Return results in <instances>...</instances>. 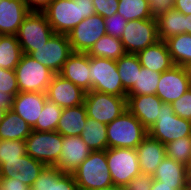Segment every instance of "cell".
<instances>
[{
  "label": "cell",
  "instance_id": "6da1fadb",
  "mask_svg": "<svg viewBox=\"0 0 191 190\" xmlns=\"http://www.w3.org/2000/svg\"><path fill=\"white\" fill-rule=\"evenodd\" d=\"M43 13L53 31L65 35L83 19L96 14L93 0H53Z\"/></svg>",
  "mask_w": 191,
  "mask_h": 190
},
{
  "label": "cell",
  "instance_id": "7a4b0ae2",
  "mask_svg": "<svg viewBox=\"0 0 191 190\" xmlns=\"http://www.w3.org/2000/svg\"><path fill=\"white\" fill-rule=\"evenodd\" d=\"M108 148L136 149L148 135V130L127 109L107 124Z\"/></svg>",
  "mask_w": 191,
  "mask_h": 190
},
{
  "label": "cell",
  "instance_id": "3957f363",
  "mask_svg": "<svg viewBox=\"0 0 191 190\" xmlns=\"http://www.w3.org/2000/svg\"><path fill=\"white\" fill-rule=\"evenodd\" d=\"M72 174L79 190H96L113 185L106 150L92 151Z\"/></svg>",
  "mask_w": 191,
  "mask_h": 190
},
{
  "label": "cell",
  "instance_id": "277c9868",
  "mask_svg": "<svg viewBox=\"0 0 191 190\" xmlns=\"http://www.w3.org/2000/svg\"><path fill=\"white\" fill-rule=\"evenodd\" d=\"M91 90L115 96H127L115 60L89 56Z\"/></svg>",
  "mask_w": 191,
  "mask_h": 190
},
{
  "label": "cell",
  "instance_id": "5b68a950",
  "mask_svg": "<svg viewBox=\"0 0 191 190\" xmlns=\"http://www.w3.org/2000/svg\"><path fill=\"white\" fill-rule=\"evenodd\" d=\"M14 70L19 92L46 93L55 75L49 68L24 53Z\"/></svg>",
  "mask_w": 191,
  "mask_h": 190
},
{
  "label": "cell",
  "instance_id": "8992f818",
  "mask_svg": "<svg viewBox=\"0 0 191 190\" xmlns=\"http://www.w3.org/2000/svg\"><path fill=\"white\" fill-rule=\"evenodd\" d=\"M156 122L148 129V135L166 145L178 138L191 136V121L177 116L171 104L163 103Z\"/></svg>",
  "mask_w": 191,
  "mask_h": 190
},
{
  "label": "cell",
  "instance_id": "52a82bcc",
  "mask_svg": "<svg viewBox=\"0 0 191 190\" xmlns=\"http://www.w3.org/2000/svg\"><path fill=\"white\" fill-rule=\"evenodd\" d=\"M84 106L87 117L108 124L127 110V98L91 90L85 94Z\"/></svg>",
  "mask_w": 191,
  "mask_h": 190
},
{
  "label": "cell",
  "instance_id": "ba28073f",
  "mask_svg": "<svg viewBox=\"0 0 191 190\" xmlns=\"http://www.w3.org/2000/svg\"><path fill=\"white\" fill-rule=\"evenodd\" d=\"M54 34L43 12H29L23 19L16 36L22 52L29 54L45 44Z\"/></svg>",
  "mask_w": 191,
  "mask_h": 190
},
{
  "label": "cell",
  "instance_id": "9c48e42d",
  "mask_svg": "<svg viewBox=\"0 0 191 190\" xmlns=\"http://www.w3.org/2000/svg\"><path fill=\"white\" fill-rule=\"evenodd\" d=\"M26 154L46 166L58 163L62 149V135L57 131H34L25 139Z\"/></svg>",
  "mask_w": 191,
  "mask_h": 190
},
{
  "label": "cell",
  "instance_id": "30bf717a",
  "mask_svg": "<svg viewBox=\"0 0 191 190\" xmlns=\"http://www.w3.org/2000/svg\"><path fill=\"white\" fill-rule=\"evenodd\" d=\"M106 159L115 186L124 187L141 173L136 149L107 148Z\"/></svg>",
  "mask_w": 191,
  "mask_h": 190
},
{
  "label": "cell",
  "instance_id": "8fae6325",
  "mask_svg": "<svg viewBox=\"0 0 191 190\" xmlns=\"http://www.w3.org/2000/svg\"><path fill=\"white\" fill-rule=\"evenodd\" d=\"M120 39L125 52L132 54L155 44L160 40L156 17L128 21Z\"/></svg>",
  "mask_w": 191,
  "mask_h": 190
},
{
  "label": "cell",
  "instance_id": "7c38bea8",
  "mask_svg": "<svg viewBox=\"0 0 191 190\" xmlns=\"http://www.w3.org/2000/svg\"><path fill=\"white\" fill-rule=\"evenodd\" d=\"M73 53L68 36L54 34L45 44L30 52L32 58L40 62L55 74H58L69 56Z\"/></svg>",
  "mask_w": 191,
  "mask_h": 190
},
{
  "label": "cell",
  "instance_id": "4fadbf2b",
  "mask_svg": "<svg viewBox=\"0 0 191 190\" xmlns=\"http://www.w3.org/2000/svg\"><path fill=\"white\" fill-rule=\"evenodd\" d=\"M106 33L105 23L99 14L83 19L68 34L73 52L87 53Z\"/></svg>",
  "mask_w": 191,
  "mask_h": 190
},
{
  "label": "cell",
  "instance_id": "5bb4252c",
  "mask_svg": "<svg viewBox=\"0 0 191 190\" xmlns=\"http://www.w3.org/2000/svg\"><path fill=\"white\" fill-rule=\"evenodd\" d=\"M191 88V80L185 67L174 65L161 73L156 95L163 103L171 104Z\"/></svg>",
  "mask_w": 191,
  "mask_h": 190
},
{
  "label": "cell",
  "instance_id": "9a60e30c",
  "mask_svg": "<svg viewBox=\"0 0 191 190\" xmlns=\"http://www.w3.org/2000/svg\"><path fill=\"white\" fill-rule=\"evenodd\" d=\"M86 92L74 83L55 74L49 84L46 96L63 109L84 104Z\"/></svg>",
  "mask_w": 191,
  "mask_h": 190
},
{
  "label": "cell",
  "instance_id": "2e32d148",
  "mask_svg": "<svg viewBox=\"0 0 191 190\" xmlns=\"http://www.w3.org/2000/svg\"><path fill=\"white\" fill-rule=\"evenodd\" d=\"M45 167L46 165L43 162L25 154L17 160L5 161L0 166V178H16L32 187Z\"/></svg>",
  "mask_w": 191,
  "mask_h": 190
},
{
  "label": "cell",
  "instance_id": "e0dca14e",
  "mask_svg": "<svg viewBox=\"0 0 191 190\" xmlns=\"http://www.w3.org/2000/svg\"><path fill=\"white\" fill-rule=\"evenodd\" d=\"M91 152L80 136H62V149L55 167L64 173H73Z\"/></svg>",
  "mask_w": 191,
  "mask_h": 190
},
{
  "label": "cell",
  "instance_id": "ac0fdd59",
  "mask_svg": "<svg viewBox=\"0 0 191 190\" xmlns=\"http://www.w3.org/2000/svg\"><path fill=\"white\" fill-rule=\"evenodd\" d=\"M127 109L148 130L160 114L162 100L157 95H127Z\"/></svg>",
  "mask_w": 191,
  "mask_h": 190
},
{
  "label": "cell",
  "instance_id": "d6986e66",
  "mask_svg": "<svg viewBox=\"0 0 191 190\" xmlns=\"http://www.w3.org/2000/svg\"><path fill=\"white\" fill-rule=\"evenodd\" d=\"M58 74L85 92L91 91L89 55L87 53L73 52Z\"/></svg>",
  "mask_w": 191,
  "mask_h": 190
},
{
  "label": "cell",
  "instance_id": "ffe728a7",
  "mask_svg": "<svg viewBox=\"0 0 191 190\" xmlns=\"http://www.w3.org/2000/svg\"><path fill=\"white\" fill-rule=\"evenodd\" d=\"M29 12L24 0H0V35H17Z\"/></svg>",
  "mask_w": 191,
  "mask_h": 190
},
{
  "label": "cell",
  "instance_id": "44dd1931",
  "mask_svg": "<svg viewBox=\"0 0 191 190\" xmlns=\"http://www.w3.org/2000/svg\"><path fill=\"white\" fill-rule=\"evenodd\" d=\"M46 99V93L19 92L13 98L11 110L33 127L43 109Z\"/></svg>",
  "mask_w": 191,
  "mask_h": 190
},
{
  "label": "cell",
  "instance_id": "7402d4cb",
  "mask_svg": "<svg viewBox=\"0 0 191 190\" xmlns=\"http://www.w3.org/2000/svg\"><path fill=\"white\" fill-rule=\"evenodd\" d=\"M140 172L153 175L158 165L166 157V147L149 135L136 148Z\"/></svg>",
  "mask_w": 191,
  "mask_h": 190
},
{
  "label": "cell",
  "instance_id": "603a6c76",
  "mask_svg": "<svg viewBox=\"0 0 191 190\" xmlns=\"http://www.w3.org/2000/svg\"><path fill=\"white\" fill-rule=\"evenodd\" d=\"M31 190H79L72 173H64L55 166H46Z\"/></svg>",
  "mask_w": 191,
  "mask_h": 190
},
{
  "label": "cell",
  "instance_id": "cb8c5ba5",
  "mask_svg": "<svg viewBox=\"0 0 191 190\" xmlns=\"http://www.w3.org/2000/svg\"><path fill=\"white\" fill-rule=\"evenodd\" d=\"M137 56L142 67L160 73L169 70L175 65L167 44L163 40H159L155 44L139 51Z\"/></svg>",
  "mask_w": 191,
  "mask_h": 190
},
{
  "label": "cell",
  "instance_id": "d4e9b609",
  "mask_svg": "<svg viewBox=\"0 0 191 190\" xmlns=\"http://www.w3.org/2000/svg\"><path fill=\"white\" fill-rule=\"evenodd\" d=\"M152 176L155 180L167 185H191L188 166L167 156L158 165Z\"/></svg>",
  "mask_w": 191,
  "mask_h": 190
},
{
  "label": "cell",
  "instance_id": "484cf974",
  "mask_svg": "<svg viewBox=\"0 0 191 190\" xmlns=\"http://www.w3.org/2000/svg\"><path fill=\"white\" fill-rule=\"evenodd\" d=\"M87 121V114L84 104L65 108L61 116L56 131L62 136H80Z\"/></svg>",
  "mask_w": 191,
  "mask_h": 190
},
{
  "label": "cell",
  "instance_id": "4316f807",
  "mask_svg": "<svg viewBox=\"0 0 191 190\" xmlns=\"http://www.w3.org/2000/svg\"><path fill=\"white\" fill-rule=\"evenodd\" d=\"M158 37L160 40L187 33V15L172 8L156 17Z\"/></svg>",
  "mask_w": 191,
  "mask_h": 190
},
{
  "label": "cell",
  "instance_id": "83f0119b",
  "mask_svg": "<svg viewBox=\"0 0 191 190\" xmlns=\"http://www.w3.org/2000/svg\"><path fill=\"white\" fill-rule=\"evenodd\" d=\"M32 127L13 110H7L0 122V140H25Z\"/></svg>",
  "mask_w": 191,
  "mask_h": 190
},
{
  "label": "cell",
  "instance_id": "f1b7e54d",
  "mask_svg": "<svg viewBox=\"0 0 191 190\" xmlns=\"http://www.w3.org/2000/svg\"><path fill=\"white\" fill-rule=\"evenodd\" d=\"M107 124L100 123L87 117L85 126L80 135L91 151H101L108 148Z\"/></svg>",
  "mask_w": 191,
  "mask_h": 190
},
{
  "label": "cell",
  "instance_id": "f546056e",
  "mask_svg": "<svg viewBox=\"0 0 191 190\" xmlns=\"http://www.w3.org/2000/svg\"><path fill=\"white\" fill-rule=\"evenodd\" d=\"M120 38L111 35H103L87 52L89 56L118 60L125 54Z\"/></svg>",
  "mask_w": 191,
  "mask_h": 190
},
{
  "label": "cell",
  "instance_id": "4dcf8cb0",
  "mask_svg": "<svg viewBox=\"0 0 191 190\" xmlns=\"http://www.w3.org/2000/svg\"><path fill=\"white\" fill-rule=\"evenodd\" d=\"M22 55L16 35H0V68L14 70Z\"/></svg>",
  "mask_w": 191,
  "mask_h": 190
},
{
  "label": "cell",
  "instance_id": "1f68e13d",
  "mask_svg": "<svg viewBox=\"0 0 191 190\" xmlns=\"http://www.w3.org/2000/svg\"><path fill=\"white\" fill-rule=\"evenodd\" d=\"M165 42L175 65L186 67L191 63V34H179Z\"/></svg>",
  "mask_w": 191,
  "mask_h": 190
},
{
  "label": "cell",
  "instance_id": "d6a6232c",
  "mask_svg": "<svg viewBox=\"0 0 191 190\" xmlns=\"http://www.w3.org/2000/svg\"><path fill=\"white\" fill-rule=\"evenodd\" d=\"M116 63L123 88L128 92L137 81L138 71L141 69L139 58L137 54L125 53Z\"/></svg>",
  "mask_w": 191,
  "mask_h": 190
},
{
  "label": "cell",
  "instance_id": "836d02e7",
  "mask_svg": "<svg viewBox=\"0 0 191 190\" xmlns=\"http://www.w3.org/2000/svg\"><path fill=\"white\" fill-rule=\"evenodd\" d=\"M160 76V72L152 71L141 66L140 71H138L137 81L127 92V95H156Z\"/></svg>",
  "mask_w": 191,
  "mask_h": 190
},
{
  "label": "cell",
  "instance_id": "e575fe53",
  "mask_svg": "<svg viewBox=\"0 0 191 190\" xmlns=\"http://www.w3.org/2000/svg\"><path fill=\"white\" fill-rule=\"evenodd\" d=\"M117 13L127 21L154 18L150 13L148 0H118Z\"/></svg>",
  "mask_w": 191,
  "mask_h": 190
},
{
  "label": "cell",
  "instance_id": "d590c367",
  "mask_svg": "<svg viewBox=\"0 0 191 190\" xmlns=\"http://www.w3.org/2000/svg\"><path fill=\"white\" fill-rule=\"evenodd\" d=\"M63 108L46 99L43 109L32 127L34 131H56Z\"/></svg>",
  "mask_w": 191,
  "mask_h": 190
},
{
  "label": "cell",
  "instance_id": "8d00e7d4",
  "mask_svg": "<svg viewBox=\"0 0 191 190\" xmlns=\"http://www.w3.org/2000/svg\"><path fill=\"white\" fill-rule=\"evenodd\" d=\"M165 147L167 157L189 166L191 161V136L178 138L166 144Z\"/></svg>",
  "mask_w": 191,
  "mask_h": 190
},
{
  "label": "cell",
  "instance_id": "74e56055",
  "mask_svg": "<svg viewBox=\"0 0 191 190\" xmlns=\"http://www.w3.org/2000/svg\"><path fill=\"white\" fill-rule=\"evenodd\" d=\"M26 154L25 140H0V166Z\"/></svg>",
  "mask_w": 191,
  "mask_h": 190
},
{
  "label": "cell",
  "instance_id": "f35d334b",
  "mask_svg": "<svg viewBox=\"0 0 191 190\" xmlns=\"http://www.w3.org/2000/svg\"><path fill=\"white\" fill-rule=\"evenodd\" d=\"M0 91L13 97L19 93L15 70L0 68Z\"/></svg>",
  "mask_w": 191,
  "mask_h": 190
},
{
  "label": "cell",
  "instance_id": "ab89813d",
  "mask_svg": "<svg viewBox=\"0 0 191 190\" xmlns=\"http://www.w3.org/2000/svg\"><path fill=\"white\" fill-rule=\"evenodd\" d=\"M103 19L105 23L106 33L113 37L121 38L123 30L128 22L125 17L120 15L119 13H116Z\"/></svg>",
  "mask_w": 191,
  "mask_h": 190
},
{
  "label": "cell",
  "instance_id": "60d3db41",
  "mask_svg": "<svg viewBox=\"0 0 191 190\" xmlns=\"http://www.w3.org/2000/svg\"><path fill=\"white\" fill-rule=\"evenodd\" d=\"M171 105L177 116L191 121V88L173 101Z\"/></svg>",
  "mask_w": 191,
  "mask_h": 190
},
{
  "label": "cell",
  "instance_id": "b9f144b4",
  "mask_svg": "<svg viewBox=\"0 0 191 190\" xmlns=\"http://www.w3.org/2000/svg\"><path fill=\"white\" fill-rule=\"evenodd\" d=\"M154 178L150 174L140 173L134 177L129 183H127L124 190H151Z\"/></svg>",
  "mask_w": 191,
  "mask_h": 190
},
{
  "label": "cell",
  "instance_id": "7bdbcfd3",
  "mask_svg": "<svg viewBox=\"0 0 191 190\" xmlns=\"http://www.w3.org/2000/svg\"><path fill=\"white\" fill-rule=\"evenodd\" d=\"M118 4V0H93L96 14H99L103 18L116 14Z\"/></svg>",
  "mask_w": 191,
  "mask_h": 190
},
{
  "label": "cell",
  "instance_id": "ee69618b",
  "mask_svg": "<svg viewBox=\"0 0 191 190\" xmlns=\"http://www.w3.org/2000/svg\"><path fill=\"white\" fill-rule=\"evenodd\" d=\"M150 13L153 17H157L163 12L173 8L174 0H148Z\"/></svg>",
  "mask_w": 191,
  "mask_h": 190
},
{
  "label": "cell",
  "instance_id": "f6af8a7d",
  "mask_svg": "<svg viewBox=\"0 0 191 190\" xmlns=\"http://www.w3.org/2000/svg\"><path fill=\"white\" fill-rule=\"evenodd\" d=\"M0 190H31V187L16 178H0Z\"/></svg>",
  "mask_w": 191,
  "mask_h": 190
},
{
  "label": "cell",
  "instance_id": "bcb514c9",
  "mask_svg": "<svg viewBox=\"0 0 191 190\" xmlns=\"http://www.w3.org/2000/svg\"><path fill=\"white\" fill-rule=\"evenodd\" d=\"M30 12H43L53 0H24Z\"/></svg>",
  "mask_w": 191,
  "mask_h": 190
},
{
  "label": "cell",
  "instance_id": "7dc6e473",
  "mask_svg": "<svg viewBox=\"0 0 191 190\" xmlns=\"http://www.w3.org/2000/svg\"><path fill=\"white\" fill-rule=\"evenodd\" d=\"M151 190H191V185H167L154 179Z\"/></svg>",
  "mask_w": 191,
  "mask_h": 190
},
{
  "label": "cell",
  "instance_id": "c3c4849f",
  "mask_svg": "<svg viewBox=\"0 0 191 190\" xmlns=\"http://www.w3.org/2000/svg\"><path fill=\"white\" fill-rule=\"evenodd\" d=\"M173 8L184 15L191 14V0H174Z\"/></svg>",
  "mask_w": 191,
  "mask_h": 190
},
{
  "label": "cell",
  "instance_id": "681fc988",
  "mask_svg": "<svg viewBox=\"0 0 191 190\" xmlns=\"http://www.w3.org/2000/svg\"><path fill=\"white\" fill-rule=\"evenodd\" d=\"M13 98L14 97L11 94L2 93L0 91V107H3L7 110L11 109Z\"/></svg>",
  "mask_w": 191,
  "mask_h": 190
},
{
  "label": "cell",
  "instance_id": "f907efd6",
  "mask_svg": "<svg viewBox=\"0 0 191 190\" xmlns=\"http://www.w3.org/2000/svg\"><path fill=\"white\" fill-rule=\"evenodd\" d=\"M96 190H124V189H123V187L112 185V186H109L106 188H101V189H96Z\"/></svg>",
  "mask_w": 191,
  "mask_h": 190
},
{
  "label": "cell",
  "instance_id": "816d5d0a",
  "mask_svg": "<svg viewBox=\"0 0 191 190\" xmlns=\"http://www.w3.org/2000/svg\"><path fill=\"white\" fill-rule=\"evenodd\" d=\"M187 34H191V14L187 15Z\"/></svg>",
  "mask_w": 191,
  "mask_h": 190
},
{
  "label": "cell",
  "instance_id": "f5cc1de1",
  "mask_svg": "<svg viewBox=\"0 0 191 190\" xmlns=\"http://www.w3.org/2000/svg\"><path fill=\"white\" fill-rule=\"evenodd\" d=\"M7 112V109L0 107V122L3 120V118L5 117V114Z\"/></svg>",
  "mask_w": 191,
  "mask_h": 190
},
{
  "label": "cell",
  "instance_id": "db71d44e",
  "mask_svg": "<svg viewBox=\"0 0 191 190\" xmlns=\"http://www.w3.org/2000/svg\"><path fill=\"white\" fill-rule=\"evenodd\" d=\"M185 68H186L187 73H188V76H189V78H190V80H191V63L188 64Z\"/></svg>",
  "mask_w": 191,
  "mask_h": 190
},
{
  "label": "cell",
  "instance_id": "11a10c76",
  "mask_svg": "<svg viewBox=\"0 0 191 190\" xmlns=\"http://www.w3.org/2000/svg\"><path fill=\"white\" fill-rule=\"evenodd\" d=\"M188 173H189V175L191 177V161H190L189 166H188Z\"/></svg>",
  "mask_w": 191,
  "mask_h": 190
}]
</instances>
